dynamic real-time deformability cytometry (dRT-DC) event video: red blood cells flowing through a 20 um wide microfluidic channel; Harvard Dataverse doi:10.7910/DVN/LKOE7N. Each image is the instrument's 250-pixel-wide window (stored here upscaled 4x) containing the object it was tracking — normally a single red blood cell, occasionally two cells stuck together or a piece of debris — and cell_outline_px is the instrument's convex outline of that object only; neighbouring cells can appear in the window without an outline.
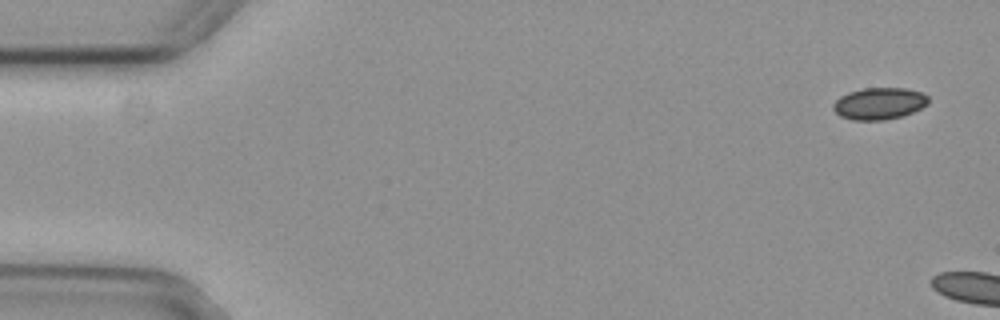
{"species": "common noctule bat (a hibernating species)", "species_latin": "Nyctalus noctula", "temperature_condition": "cold", "stored_images_in_passage": 2, "camera_frame_rate_fps": 3000, "um_per_image_px": 0.085, "animal": {"sex": "female", "body_mass_g": 29.2, "forearm_length_mm": 56.3}, "frame": {"image": 1, "passage_image": 1, "time_ms": 0.0, "image_size_px": [1000, 320], "cell_outline_px": [[928, 104], [912, 112], [900, 116], [884, 120], [852, 120], [840, 116], [832, 108], [832, 104], [840, 96], [848, 92], [864, 88], [904, 88], [920, 92], [928, 96]], "centroid_in_image_um": [74.7, 8.8], "position_along_channel_um": 10.3, "area_um2": 17.57}}